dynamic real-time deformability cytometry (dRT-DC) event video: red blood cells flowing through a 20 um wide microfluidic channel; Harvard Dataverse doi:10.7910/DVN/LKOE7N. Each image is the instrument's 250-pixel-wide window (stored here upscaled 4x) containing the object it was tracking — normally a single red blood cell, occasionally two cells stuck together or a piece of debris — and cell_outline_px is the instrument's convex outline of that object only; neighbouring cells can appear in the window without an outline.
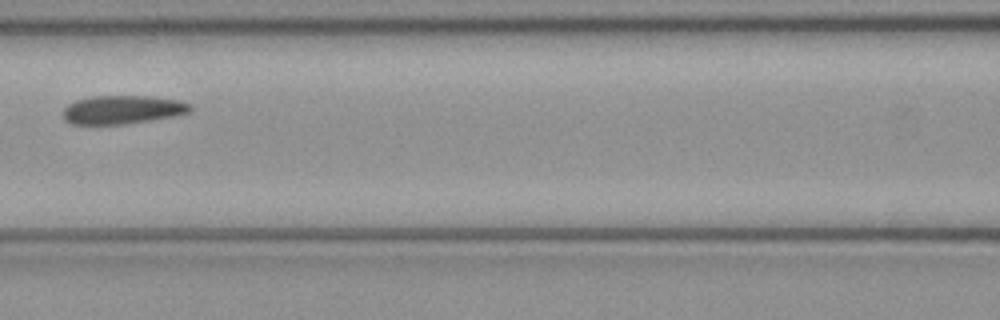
{"species": "common noctule bat (a hibernating species)", "species_latin": "Nyctalus noctula", "temperature_condition": "cold", "stored_images_in_passage": 6, "camera_frame_rate_fps": 3000, "um_per_image_px": 0.085, "animal": {"sex": "female", "body_mass_g": 21.9}, "frame": {"image": 1, "passage_image": 5, "time_ms": 1.333, "image_size_px": [1000, 320], "cell_outline_px": [[192, 108], [188, 112], [172, 116], [152, 120], [124, 124], [72, 124], [64, 120], [64, 108], [68, 104], [76, 100], [92, 96], [152, 96], [180, 100], [192, 104]], "centroid_in_image_um": [10.42, 9.31], "position_along_channel_um": 156.2, "area_um2": 21.15}}
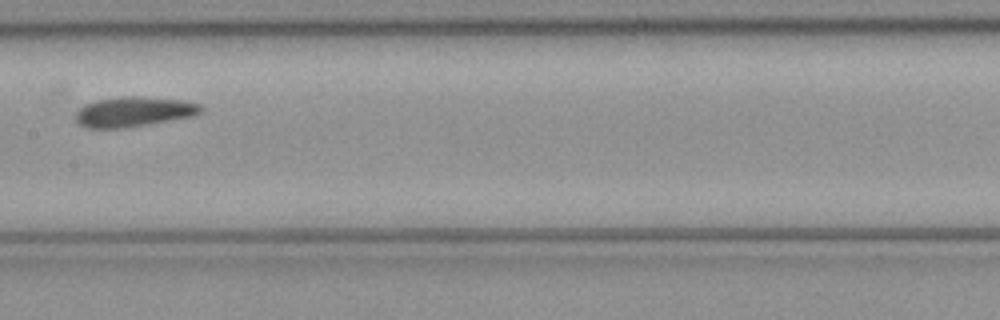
{"frame": {"image": 2, "passage_image": 6, "time_ms": 1.667, "image_size_px": [1000, 320], "cell_outline_px": [[204, 108], [200, 112], [192, 116], [148, 124], [124, 128], [88, 128], [80, 124], [76, 120], [76, 112], [84, 104], [96, 100], [120, 96], [140, 96], [184, 100], [200, 104]], "centroid_in_image_um": [11.36, 9.48], "position_along_channel_um": 196.0, "area_um2": 21.91}}